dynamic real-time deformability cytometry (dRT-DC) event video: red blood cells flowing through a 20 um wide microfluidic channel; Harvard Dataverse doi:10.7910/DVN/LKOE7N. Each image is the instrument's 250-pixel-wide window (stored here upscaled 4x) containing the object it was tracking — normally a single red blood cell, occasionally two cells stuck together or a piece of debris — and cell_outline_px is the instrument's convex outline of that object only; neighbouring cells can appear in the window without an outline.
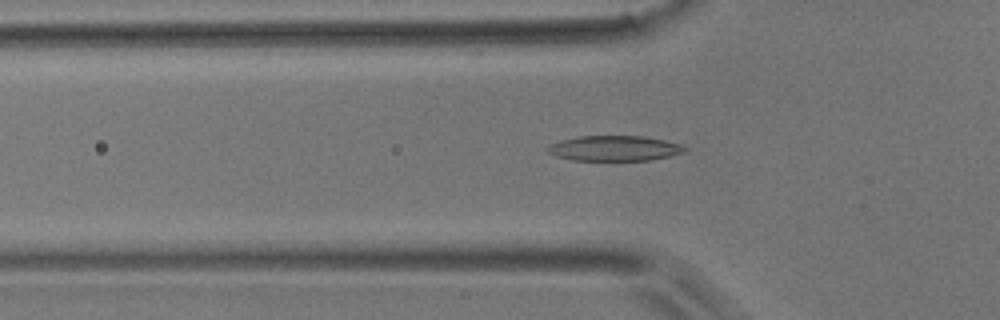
{"species": "common noctule bat (a hibernating species)", "species_latin": "Nyctalus noctula", "temperature_condition": "room temperature", "stored_images_in_passage": 40, "camera_frame_rate_fps": 3000, "um_per_image_px": 0.085, "animal": {"sex": "male", "body_mass_g": 17.9}, "frame": {"image": 1, "passage_image": 5, "time_ms": 1.333, "image_size_px": [1000, 320], "cell_outline_px": [[688, 148], [684, 152], [652, 160], [572, 160], [556, 156], [548, 152], [544, 148], [548, 144], [580, 136], [640, 136], [664, 140], [680, 144]], "centroid_in_image_um": [52.2, 12.61], "position_along_channel_um": 73.6, "area_um2": 20.06}}
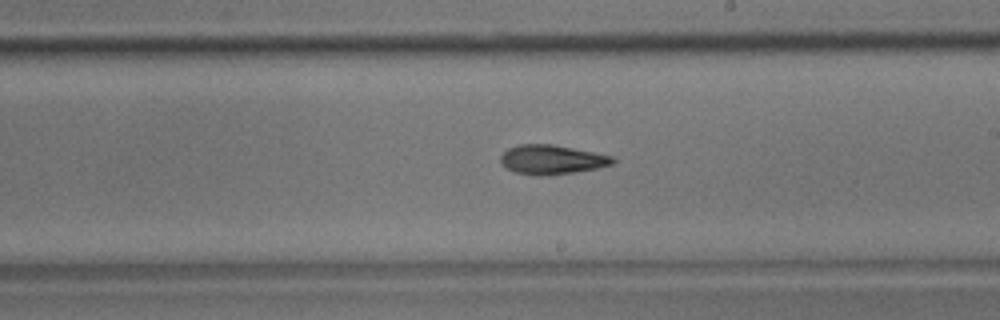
{"frame": {"image": 2, "passage_image": 18, "time_ms": 5.667, "image_size_px": [1000, 320], "cell_outline_px": [[616, 160], [612, 164], [596, 168], [548, 176], [536, 176], [516, 172], [508, 168], [500, 160], [500, 156], [508, 148], [520, 144], [552, 144], [612, 156]], "centroid_in_image_um": [46.89, 13.57], "position_along_channel_um": 242.1, "area_um2": 18.9}}
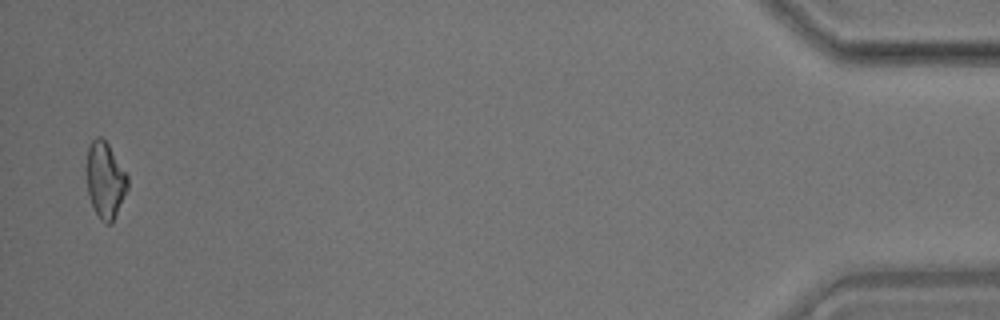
{"frame": {"image": 3, "passage_image": 39, "time_ms": 12.667, "image_size_px": [1000, 320], "cell_outline_px": [[128, 188], [112, 224], [104, 224], [100, 220], [88, 196], [88, 148], [92, 140], [96, 136], [100, 136], [108, 144], [128, 176]], "centroid_in_image_um": [8.97, 15.34], "position_along_channel_um": 426.2, "area_um2": 17.92}, "authors_computed_cell_mechanics": {"area_um2": 18.6694, "velocity_mm_per_s": 3.8751, "shape_relaxation_time_tau1_ms": 7.2852, "shape_relaxation_time_tau2_ms": 4.9727, "deformation_change_tau1": 0.18, "deformation_change_tau2": 0.1349}}